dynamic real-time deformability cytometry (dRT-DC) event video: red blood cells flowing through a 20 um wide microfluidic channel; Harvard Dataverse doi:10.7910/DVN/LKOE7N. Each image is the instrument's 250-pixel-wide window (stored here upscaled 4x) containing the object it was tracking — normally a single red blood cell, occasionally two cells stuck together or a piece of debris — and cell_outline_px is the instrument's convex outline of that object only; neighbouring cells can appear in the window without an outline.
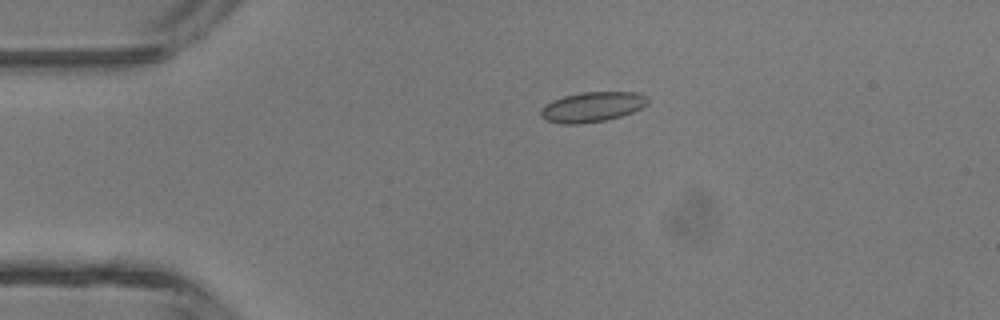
{"species": "common noctule bat (a hibernating species)", "species_latin": "Nyctalus noctula", "temperature_condition": "room temperature", "stored_images_in_passage": 4, "camera_frame_rate_fps": 3000, "um_per_image_px": 0.085, "animal": {"sex": "male", "body_mass_g": 13.3}, "frame": {"image": 1, "passage_image": 3, "time_ms": 2.333, "image_size_px": [1000, 320], "cell_outline_px": [[648, 104], [632, 112], [620, 116], [604, 120], [580, 124], [560, 124], [548, 120], [540, 116], [540, 112], [552, 100], [564, 96], [580, 92], [640, 92], [648, 96]], "centroid_in_image_um": [50.37, 9.08], "position_along_channel_um": 34.6, "area_um2": 18.61}}